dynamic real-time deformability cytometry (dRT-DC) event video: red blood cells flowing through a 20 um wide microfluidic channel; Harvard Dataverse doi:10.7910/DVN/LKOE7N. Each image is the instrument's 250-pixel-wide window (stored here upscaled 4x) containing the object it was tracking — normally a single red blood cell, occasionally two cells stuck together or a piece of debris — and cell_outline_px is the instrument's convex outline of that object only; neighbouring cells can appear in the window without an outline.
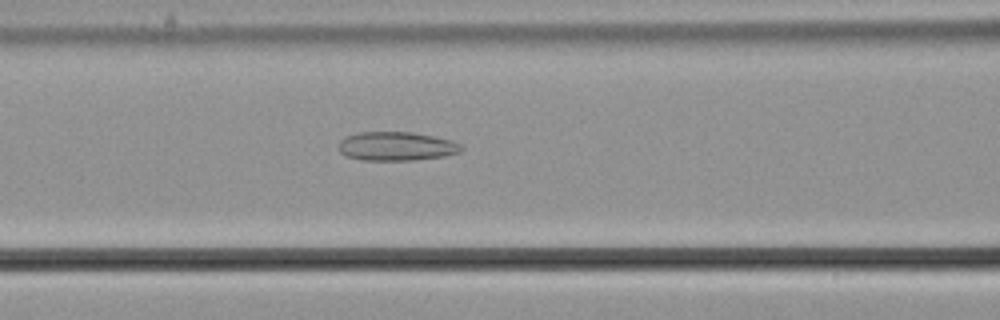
{"species": "common noctule bat (a hibernating species)", "species_latin": "Nyctalus noctula", "temperature_condition": "cold", "stored_images_in_passage": 56, "camera_frame_rate_fps": 3000, "um_per_image_px": 0.085, "animal": {"sex": "male", "body_mass_g": 21.5, "forearm_length_mm": 52.0}, "frame": {"image": 1, "passage_image": 24, "time_ms": 7.667, "image_size_px": [1000, 320], "cell_outline_px": [[464, 148], [460, 152], [444, 156], [416, 160], [360, 160], [344, 156], [340, 152], [340, 140], [344, 136], [360, 132], [412, 132], [452, 140], [460, 144]], "centroid_in_image_um": [33.68, 12.43], "position_along_channel_um": 132.9, "area_um2": 20.75}}
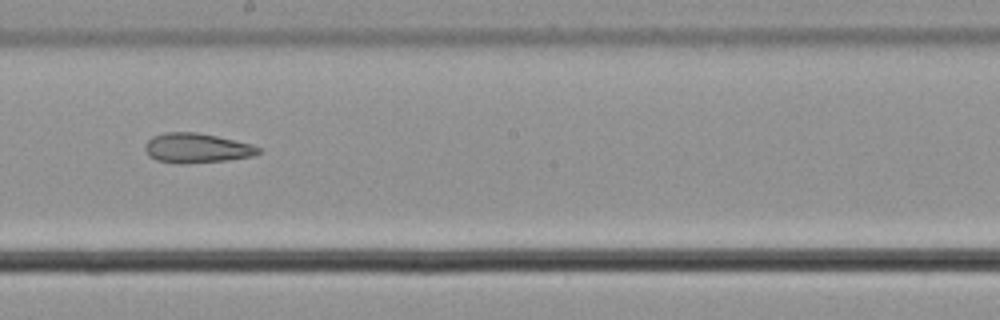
{"frame": {"image": 2, "passage_image": 32, "time_ms": 10.333, "image_size_px": [1000, 320], "cell_outline_px": [[260, 152], [252, 156], [228, 160], [184, 164], [180, 164], [156, 160], [148, 156], [144, 148], [144, 144], [152, 136], [164, 132], [196, 132], [216, 136], [252, 144], [260, 148]], "centroid_in_image_um": [16.67, 12.59], "position_along_channel_um": 231.5, "area_um2": 19.71}}
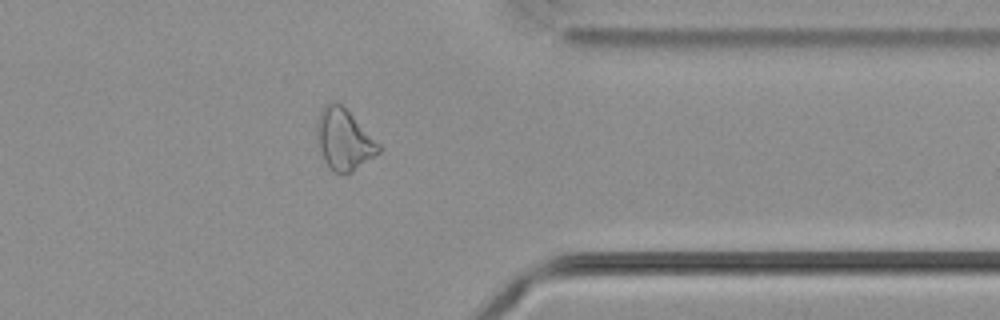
{"frame": {"image": 3, "passage_image": 45, "time_ms": 14.667, "image_size_px": [1000, 320], "cell_outline_px": [[380, 152], [352, 172], [332, 172], [324, 160], [316, 140], [316, 124], [320, 112], [324, 104], [332, 100], [336, 100], [380, 144]], "centroid_in_image_um": [29.19, 11.85], "position_along_channel_um": 382.2, "area_um2": 21.79}, "authors_computed_cell_mechanics": {"area_um2": 23.6402, "velocity_mm_per_s": 3.6982, "shape_relaxation_time_tau1_ms": null, "shape_relaxation_time_tau2_ms": 3.6249, "deformation_change_tau1": null, "deformation_change_tau2": 0.1296}}